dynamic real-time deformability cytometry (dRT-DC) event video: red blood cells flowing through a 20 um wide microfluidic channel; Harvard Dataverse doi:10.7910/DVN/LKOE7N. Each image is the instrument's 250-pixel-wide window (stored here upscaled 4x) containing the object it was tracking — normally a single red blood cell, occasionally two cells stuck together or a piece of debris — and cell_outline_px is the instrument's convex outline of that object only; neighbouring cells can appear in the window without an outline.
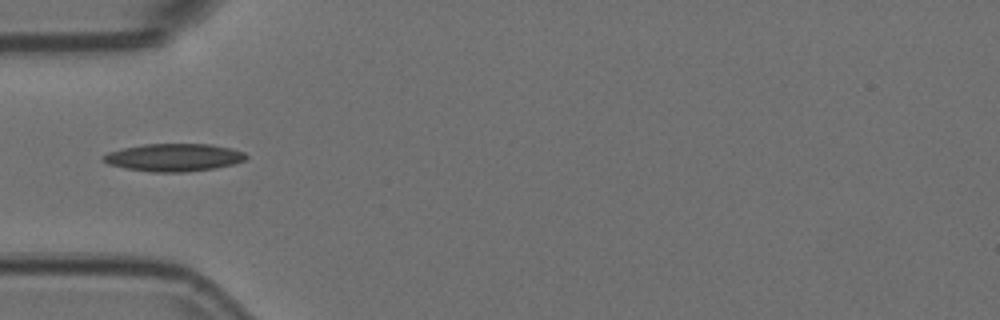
{"species": "Egyptian fruit bat (a non-hibernating species)", "species_latin": "Rousettus aegyptiacus", "temperature_condition": "room temperature", "stored_images_in_passage": 6, "camera_frame_rate_fps": 3000, "um_per_image_px": 0.085, "animal": {"sex": "female"}, "frame": {"image": 1, "passage_image": 5, "time_ms": 1.333, "image_size_px": [1000, 320], "cell_outline_px": [[248, 156], [244, 160], [236, 164], [216, 168], [188, 172], [152, 172], [124, 168], [108, 164], [100, 160], [100, 156], [108, 152], [124, 148], [144, 144], [212, 144], [232, 148], [244, 152]], "centroid_in_image_um": [14.77, 13.39], "position_along_channel_um": 70.2, "area_um2": 23.35}}
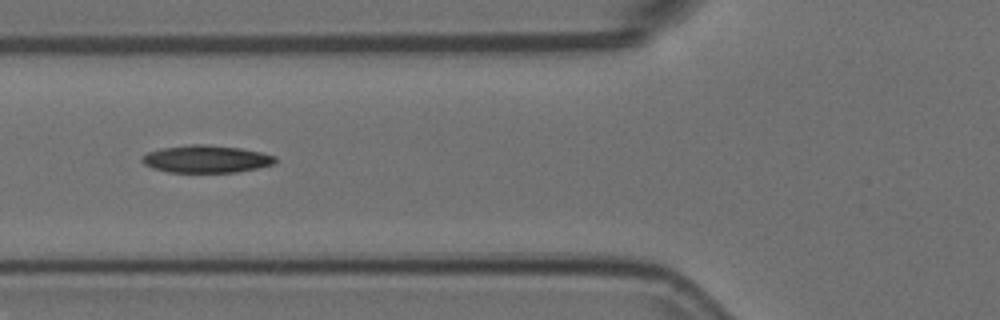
{"frame": {"image": 2, "passage_image": 6, "time_ms": 1.667, "image_size_px": [1000, 320], "cell_outline_px": [[276, 160], [272, 164], [256, 168], [236, 172], [168, 172], [152, 168], [144, 164], [140, 160], [148, 152], [160, 148], [192, 144], [208, 144], [240, 148], [260, 152], [276, 156]], "centroid_in_image_um": [17.5, 13.51], "position_along_channel_um": 108.3, "area_um2": 21.21}}